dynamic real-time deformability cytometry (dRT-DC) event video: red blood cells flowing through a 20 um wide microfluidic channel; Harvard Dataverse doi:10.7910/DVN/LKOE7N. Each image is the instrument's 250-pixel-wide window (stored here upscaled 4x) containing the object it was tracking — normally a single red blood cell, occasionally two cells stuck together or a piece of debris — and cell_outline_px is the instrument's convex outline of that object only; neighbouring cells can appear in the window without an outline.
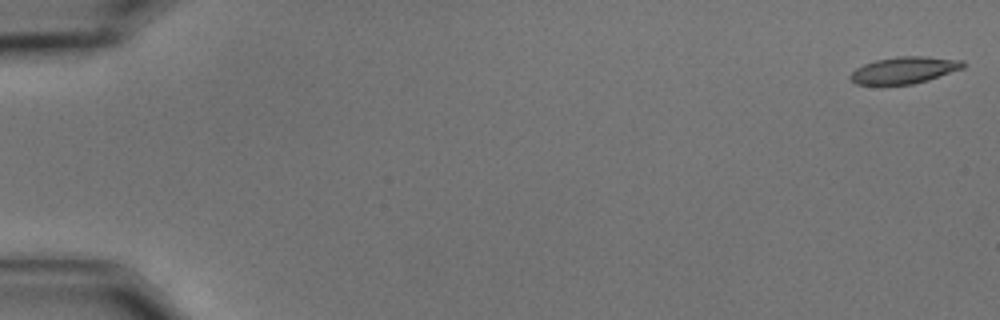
{"species": "common noctule bat (a hibernating species)", "species_latin": "Nyctalus noctula", "temperature_condition": "cold", "stored_images_in_passage": 58, "camera_frame_rate_fps": 3000, "um_per_image_px": 0.085, "animal": {"sex": "male", "body_mass_g": 15.6}, "frame": {"image": 1, "passage_image": 1, "time_ms": 0.0, "image_size_px": [1000, 320], "cell_outline_px": [[964, 68], [928, 80], [912, 84], [884, 88], [880, 88], [856, 84], [848, 76], [856, 68], [864, 64], [876, 60], [896, 56], [928, 56], [964, 60]], "centroid_in_image_um": [76.8, 6.01], "position_along_channel_um": 8.2, "area_um2": 18.44}}
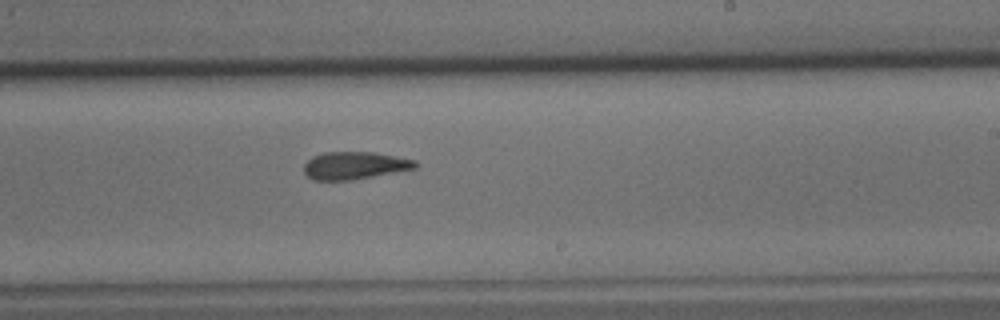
{"frame": {"image": 2, "passage_image": 36, "time_ms": 11.667, "image_size_px": [1000, 320], "cell_outline_px": [[420, 164], [416, 168], [352, 180], [312, 180], [304, 172], [304, 164], [312, 156], [324, 152], [376, 152], [416, 160]], "centroid_in_image_um": [30.15, 14.06], "position_along_channel_um": 258.8, "area_um2": 17.98}}
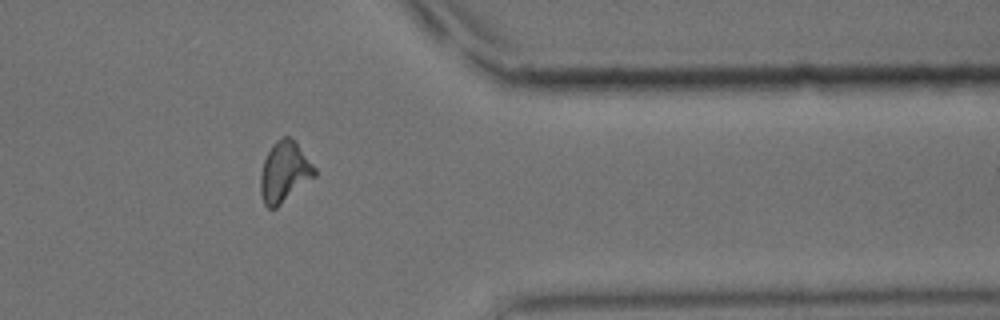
{"frame": {"image": 3, "passage_image": 48, "time_ms": 15.667, "image_size_px": [1000, 320], "cell_outline_px": [[316, 176], [276, 208], [268, 208], [264, 204], [260, 192], [260, 176], [264, 160], [272, 144], [276, 140], [284, 136], [292, 136], [296, 140], [316, 168]], "centroid_in_image_um": [24.19, 14.59], "position_along_channel_um": 387.2, "area_um2": 19.36}, "authors_computed_cell_mechanics": {"area_um2": 18.3804, "velocity_mm_per_s": 3.4812, "shape_relaxation_time_tau1_ms": 7.1919, "shape_relaxation_time_tau2_ms": 5.9021, "deformation_change_tau1": 0.1919, "deformation_change_tau2": 0.1442}}